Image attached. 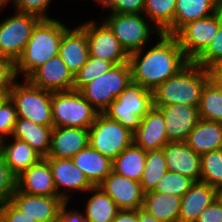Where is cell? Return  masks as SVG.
Here are the masks:
<instances>
[{"label": "cell", "instance_id": "cell-1", "mask_svg": "<svg viewBox=\"0 0 222 222\" xmlns=\"http://www.w3.org/2000/svg\"><path fill=\"white\" fill-rule=\"evenodd\" d=\"M156 45L129 55L132 82L153 91L190 61L184 55L175 35L161 33ZM144 52V53H143Z\"/></svg>", "mask_w": 222, "mask_h": 222}, {"label": "cell", "instance_id": "cell-2", "mask_svg": "<svg viewBox=\"0 0 222 222\" xmlns=\"http://www.w3.org/2000/svg\"><path fill=\"white\" fill-rule=\"evenodd\" d=\"M68 29L57 19H41L34 27L31 37L20 58L15 63V74L25 79L47 60L59 54L63 33Z\"/></svg>", "mask_w": 222, "mask_h": 222}, {"label": "cell", "instance_id": "cell-3", "mask_svg": "<svg viewBox=\"0 0 222 222\" xmlns=\"http://www.w3.org/2000/svg\"><path fill=\"white\" fill-rule=\"evenodd\" d=\"M209 70L190 61L176 75L153 90V106L182 104L199 106Z\"/></svg>", "mask_w": 222, "mask_h": 222}, {"label": "cell", "instance_id": "cell-4", "mask_svg": "<svg viewBox=\"0 0 222 222\" xmlns=\"http://www.w3.org/2000/svg\"><path fill=\"white\" fill-rule=\"evenodd\" d=\"M153 107V91L131 82L103 112L133 133Z\"/></svg>", "mask_w": 222, "mask_h": 222}, {"label": "cell", "instance_id": "cell-5", "mask_svg": "<svg viewBox=\"0 0 222 222\" xmlns=\"http://www.w3.org/2000/svg\"><path fill=\"white\" fill-rule=\"evenodd\" d=\"M15 82L8 93L15 104L17 117H23L44 126L53 127L52 92L32 85L27 79Z\"/></svg>", "mask_w": 222, "mask_h": 222}, {"label": "cell", "instance_id": "cell-6", "mask_svg": "<svg viewBox=\"0 0 222 222\" xmlns=\"http://www.w3.org/2000/svg\"><path fill=\"white\" fill-rule=\"evenodd\" d=\"M98 113L79 90L52 92L53 127L89 129Z\"/></svg>", "mask_w": 222, "mask_h": 222}, {"label": "cell", "instance_id": "cell-7", "mask_svg": "<svg viewBox=\"0 0 222 222\" xmlns=\"http://www.w3.org/2000/svg\"><path fill=\"white\" fill-rule=\"evenodd\" d=\"M131 82V69L127 62L113 65L107 73L87 83L79 91L99 113H103Z\"/></svg>", "mask_w": 222, "mask_h": 222}, {"label": "cell", "instance_id": "cell-8", "mask_svg": "<svg viewBox=\"0 0 222 222\" xmlns=\"http://www.w3.org/2000/svg\"><path fill=\"white\" fill-rule=\"evenodd\" d=\"M144 19L145 17L142 16V13L123 14L110 12L109 16L105 17L104 22L111 29L126 53L130 55L147 46L151 33L157 36L162 33L151 21L147 20L148 22H146Z\"/></svg>", "mask_w": 222, "mask_h": 222}, {"label": "cell", "instance_id": "cell-9", "mask_svg": "<svg viewBox=\"0 0 222 222\" xmlns=\"http://www.w3.org/2000/svg\"><path fill=\"white\" fill-rule=\"evenodd\" d=\"M89 130V146L114 160L133 142V132L104 113H98Z\"/></svg>", "mask_w": 222, "mask_h": 222}, {"label": "cell", "instance_id": "cell-10", "mask_svg": "<svg viewBox=\"0 0 222 222\" xmlns=\"http://www.w3.org/2000/svg\"><path fill=\"white\" fill-rule=\"evenodd\" d=\"M41 19L32 14L15 12L0 23V56L14 64L22 55L32 31Z\"/></svg>", "mask_w": 222, "mask_h": 222}, {"label": "cell", "instance_id": "cell-11", "mask_svg": "<svg viewBox=\"0 0 222 222\" xmlns=\"http://www.w3.org/2000/svg\"><path fill=\"white\" fill-rule=\"evenodd\" d=\"M79 26L86 32L89 56L107 60L113 65L128 62L129 55L104 21L98 25L89 20Z\"/></svg>", "mask_w": 222, "mask_h": 222}, {"label": "cell", "instance_id": "cell-12", "mask_svg": "<svg viewBox=\"0 0 222 222\" xmlns=\"http://www.w3.org/2000/svg\"><path fill=\"white\" fill-rule=\"evenodd\" d=\"M219 30L216 13L200 18L184 25L176 34L184 55L189 61H194L211 43Z\"/></svg>", "mask_w": 222, "mask_h": 222}, {"label": "cell", "instance_id": "cell-13", "mask_svg": "<svg viewBox=\"0 0 222 222\" xmlns=\"http://www.w3.org/2000/svg\"><path fill=\"white\" fill-rule=\"evenodd\" d=\"M98 187L115 202L120 210H138L143 207L144 193L139 181L111 171Z\"/></svg>", "mask_w": 222, "mask_h": 222}, {"label": "cell", "instance_id": "cell-14", "mask_svg": "<svg viewBox=\"0 0 222 222\" xmlns=\"http://www.w3.org/2000/svg\"><path fill=\"white\" fill-rule=\"evenodd\" d=\"M45 159L49 162L57 195L62 199L70 201L71 195L68 192L66 193L67 190L91 193L90 189L94 186L89 182L85 174L77 168L72 159L55 157H46ZM60 188L65 191H60Z\"/></svg>", "mask_w": 222, "mask_h": 222}, {"label": "cell", "instance_id": "cell-15", "mask_svg": "<svg viewBox=\"0 0 222 222\" xmlns=\"http://www.w3.org/2000/svg\"><path fill=\"white\" fill-rule=\"evenodd\" d=\"M26 79L32 85L51 92L68 91L74 87V75L59 55L47 60Z\"/></svg>", "mask_w": 222, "mask_h": 222}, {"label": "cell", "instance_id": "cell-16", "mask_svg": "<svg viewBox=\"0 0 222 222\" xmlns=\"http://www.w3.org/2000/svg\"><path fill=\"white\" fill-rule=\"evenodd\" d=\"M165 119V132L169 142L185 141L199 121L198 106L182 104L155 106Z\"/></svg>", "mask_w": 222, "mask_h": 222}, {"label": "cell", "instance_id": "cell-17", "mask_svg": "<svg viewBox=\"0 0 222 222\" xmlns=\"http://www.w3.org/2000/svg\"><path fill=\"white\" fill-rule=\"evenodd\" d=\"M64 202L60 196L30 195L17 189L11 198V203L17 209L37 222H56Z\"/></svg>", "mask_w": 222, "mask_h": 222}, {"label": "cell", "instance_id": "cell-18", "mask_svg": "<svg viewBox=\"0 0 222 222\" xmlns=\"http://www.w3.org/2000/svg\"><path fill=\"white\" fill-rule=\"evenodd\" d=\"M168 171L201 181V155L195 153L185 141H172L163 146Z\"/></svg>", "mask_w": 222, "mask_h": 222}, {"label": "cell", "instance_id": "cell-19", "mask_svg": "<svg viewBox=\"0 0 222 222\" xmlns=\"http://www.w3.org/2000/svg\"><path fill=\"white\" fill-rule=\"evenodd\" d=\"M16 189L30 195L58 196L49 162L41 158L21 172L16 177Z\"/></svg>", "mask_w": 222, "mask_h": 222}, {"label": "cell", "instance_id": "cell-20", "mask_svg": "<svg viewBox=\"0 0 222 222\" xmlns=\"http://www.w3.org/2000/svg\"><path fill=\"white\" fill-rule=\"evenodd\" d=\"M133 140L144 151L161 149L169 142L164 116L157 107L153 106L142 118L140 126L133 133Z\"/></svg>", "mask_w": 222, "mask_h": 222}, {"label": "cell", "instance_id": "cell-21", "mask_svg": "<svg viewBox=\"0 0 222 222\" xmlns=\"http://www.w3.org/2000/svg\"><path fill=\"white\" fill-rule=\"evenodd\" d=\"M89 130L74 127H53L48 157L72 159L89 145Z\"/></svg>", "mask_w": 222, "mask_h": 222}, {"label": "cell", "instance_id": "cell-22", "mask_svg": "<svg viewBox=\"0 0 222 222\" xmlns=\"http://www.w3.org/2000/svg\"><path fill=\"white\" fill-rule=\"evenodd\" d=\"M58 55L73 75L87 62L89 56L87 35L79 25L73 29L68 28L63 33Z\"/></svg>", "mask_w": 222, "mask_h": 222}, {"label": "cell", "instance_id": "cell-23", "mask_svg": "<svg viewBox=\"0 0 222 222\" xmlns=\"http://www.w3.org/2000/svg\"><path fill=\"white\" fill-rule=\"evenodd\" d=\"M216 200V188L198 181L181 197L178 222H195L198 215Z\"/></svg>", "mask_w": 222, "mask_h": 222}, {"label": "cell", "instance_id": "cell-24", "mask_svg": "<svg viewBox=\"0 0 222 222\" xmlns=\"http://www.w3.org/2000/svg\"><path fill=\"white\" fill-rule=\"evenodd\" d=\"M53 127L17 117L11 137L27 142L42 158L49 155Z\"/></svg>", "mask_w": 222, "mask_h": 222}, {"label": "cell", "instance_id": "cell-25", "mask_svg": "<svg viewBox=\"0 0 222 222\" xmlns=\"http://www.w3.org/2000/svg\"><path fill=\"white\" fill-rule=\"evenodd\" d=\"M186 144L199 155L222 148V123L199 119Z\"/></svg>", "mask_w": 222, "mask_h": 222}, {"label": "cell", "instance_id": "cell-26", "mask_svg": "<svg viewBox=\"0 0 222 222\" xmlns=\"http://www.w3.org/2000/svg\"><path fill=\"white\" fill-rule=\"evenodd\" d=\"M72 160L94 187L98 186L112 171V160L89 145L73 156Z\"/></svg>", "mask_w": 222, "mask_h": 222}, {"label": "cell", "instance_id": "cell-27", "mask_svg": "<svg viewBox=\"0 0 222 222\" xmlns=\"http://www.w3.org/2000/svg\"><path fill=\"white\" fill-rule=\"evenodd\" d=\"M13 142H0V155L16 177L36 164L42 157L25 141L13 138Z\"/></svg>", "mask_w": 222, "mask_h": 222}, {"label": "cell", "instance_id": "cell-28", "mask_svg": "<svg viewBox=\"0 0 222 222\" xmlns=\"http://www.w3.org/2000/svg\"><path fill=\"white\" fill-rule=\"evenodd\" d=\"M181 197L150 191L144 194L143 207L160 222H178Z\"/></svg>", "mask_w": 222, "mask_h": 222}, {"label": "cell", "instance_id": "cell-29", "mask_svg": "<svg viewBox=\"0 0 222 222\" xmlns=\"http://www.w3.org/2000/svg\"><path fill=\"white\" fill-rule=\"evenodd\" d=\"M215 0H176L174 35L187 23L216 13Z\"/></svg>", "mask_w": 222, "mask_h": 222}, {"label": "cell", "instance_id": "cell-30", "mask_svg": "<svg viewBox=\"0 0 222 222\" xmlns=\"http://www.w3.org/2000/svg\"><path fill=\"white\" fill-rule=\"evenodd\" d=\"M145 160L146 151L133 142L112 161V171L140 182Z\"/></svg>", "mask_w": 222, "mask_h": 222}, {"label": "cell", "instance_id": "cell-31", "mask_svg": "<svg viewBox=\"0 0 222 222\" xmlns=\"http://www.w3.org/2000/svg\"><path fill=\"white\" fill-rule=\"evenodd\" d=\"M176 0H145L143 16L160 32L174 35Z\"/></svg>", "mask_w": 222, "mask_h": 222}, {"label": "cell", "instance_id": "cell-32", "mask_svg": "<svg viewBox=\"0 0 222 222\" xmlns=\"http://www.w3.org/2000/svg\"><path fill=\"white\" fill-rule=\"evenodd\" d=\"M92 196L87 200L84 216L89 222H112L120 211L115 202L98 186L90 189Z\"/></svg>", "mask_w": 222, "mask_h": 222}, {"label": "cell", "instance_id": "cell-33", "mask_svg": "<svg viewBox=\"0 0 222 222\" xmlns=\"http://www.w3.org/2000/svg\"><path fill=\"white\" fill-rule=\"evenodd\" d=\"M198 110L200 119L222 123V88L210 78L204 85Z\"/></svg>", "mask_w": 222, "mask_h": 222}, {"label": "cell", "instance_id": "cell-34", "mask_svg": "<svg viewBox=\"0 0 222 222\" xmlns=\"http://www.w3.org/2000/svg\"><path fill=\"white\" fill-rule=\"evenodd\" d=\"M167 171L163 148L146 151L145 167L140 181L143 193L154 191Z\"/></svg>", "mask_w": 222, "mask_h": 222}, {"label": "cell", "instance_id": "cell-35", "mask_svg": "<svg viewBox=\"0 0 222 222\" xmlns=\"http://www.w3.org/2000/svg\"><path fill=\"white\" fill-rule=\"evenodd\" d=\"M201 182L216 189L222 186V148L201 155Z\"/></svg>", "mask_w": 222, "mask_h": 222}, {"label": "cell", "instance_id": "cell-36", "mask_svg": "<svg viewBox=\"0 0 222 222\" xmlns=\"http://www.w3.org/2000/svg\"><path fill=\"white\" fill-rule=\"evenodd\" d=\"M113 64L107 60L88 56L87 62L74 75V90H80L84 85L108 72Z\"/></svg>", "mask_w": 222, "mask_h": 222}, {"label": "cell", "instance_id": "cell-37", "mask_svg": "<svg viewBox=\"0 0 222 222\" xmlns=\"http://www.w3.org/2000/svg\"><path fill=\"white\" fill-rule=\"evenodd\" d=\"M194 183L195 181L187 176L167 171L154 191L182 197Z\"/></svg>", "mask_w": 222, "mask_h": 222}, {"label": "cell", "instance_id": "cell-38", "mask_svg": "<svg viewBox=\"0 0 222 222\" xmlns=\"http://www.w3.org/2000/svg\"><path fill=\"white\" fill-rule=\"evenodd\" d=\"M219 30L207 48L193 61L199 66L209 69L222 61V7H217Z\"/></svg>", "mask_w": 222, "mask_h": 222}, {"label": "cell", "instance_id": "cell-39", "mask_svg": "<svg viewBox=\"0 0 222 222\" xmlns=\"http://www.w3.org/2000/svg\"><path fill=\"white\" fill-rule=\"evenodd\" d=\"M16 190V175L0 155V208L8 202Z\"/></svg>", "mask_w": 222, "mask_h": 222}, {"label": "cell", "instance_id": "cell-40", "mask_svg": "<svg viewBox=\"0 0 222 222\" xmlns=\"http://www.w3.org/2000/svg\"><path fill=\"white\" fill-rule=\"evenodd\" d=\"M16 119L15 104L8 97L0 106V142L6 140L7 136L12 135Z\"/></svg>", "mask_w": 222, "mask_h": 222}, {"label": "cell", "instance_id": "cell-41", "mask_svg": "<svg viewBox=\"0 0 222 222\" xmlns=\"http://www.w3.org/2000/svg\"><path fill=\"white\" fill-rule=\"evenodd\" d=\"M52 0H15L13 6L15 11L32 14L40 19H50L46 14Z\"/></svg>", "mask_w": 222, "mask_h": 222}, {"label": "cell", "instance_id": "cell-42", "mask_svg": "<svg viewBox=\"0 0 222 222\" xmlns=\"http://www.w3.org/2000/svg\"><path fill=\"white\" fill-rule=\"evenodd\" d=\"M144 6L145 0H112L106 8H110L113 13L143 14Z\"/></svg>", "mask_w": 222, "mask_h": 222}, {"label": "cell", "instance_id": "cell-43", "mask_svg": "<svg viewBox=\"0 0 222 222\" xmlns=\"http://www.w3.org/2000/svg\"><path fill=\"white\" fill-rule=\"evenodd\" d=\"M16 78L15 64L8 58L0 56V91H9Z\"/></svg>", "mask_w": 222, "mask_h": 222}, {"label": "cell", "instance_id": "cell-44", "mask_svg": "<svg viewBox=\"0 0 222 222\" xmlns=\"http://www.w3.org/2000/svg\"><path fill=\"white\" fill-rule=\"evenodd\" d=\"M1 222H37L21 212L11 202L0 208Z\"/></svg>", "mask_w": 222, "mask_h": 222}, {"label": "cell", "instance_id": "cell-45", "mask_svg": "<svg viewBox=\"0 0 222 222\" xmlns=\"http://www.w3.org/2000/svg\"><path fill=\"white\" fill-rule=\"evenodd\" d=\"M195 222H222V205L216 199L198 215Z\"/></svg>", "mask_w": 222, "mask_h": 222}, {"label": "cell", "instance_id": "cell-46", "mask_svg": "<svg viewBox=\"0 0 222 222\" xmlns=\"http://www.w3.org/2000/svg\"><path fill=\"white\" fill-rule=\"evenodd\" d=\"M68 201H65L60 208V213L57 216V221L56 222H89L83 212L81 214L80 211L77 210H71L68 211Z\"/></svg>", "mask_w": 222, "mask_h": 222}, {"label": "cell", "instance_id": "cell-47", "mask_svg": "<svg viewBox=\"0 0 222 222\" xmlns=\"http://www.w3.org/2000/svg\"><path fill=\"white\" fill-rule=\"evenodd\" d=\"M112 222H139L138 210H120Z\"/></svg>", "mask_w": 222, "mask_h": 222}, {"label": "cell", "instance_id": "cell-48", "mask_svg": "<svg viewBox=\"0 0 222 222\" xmlns=\"http://www.w3.org/2000/svg\"><path fill=\"white\" fill-rule=\"evenodd\" d=\"M208 70L210 79L222 88V61L215 63Z\"/></svg>", "mask_w": 222, "mask_h": 222}, {"label": "cell", "instance_id": "cell-49", "mask_svg": "<svg viewBox=\"0 0 222 222\" xmlns=\"http://www.w3.org/2000/svg\"><path fill=\"white\" fill-rule=\"evenodd\" d=\"M138 221L139 222H160L154 216L150 215L142 208L138 209Z\"/></svg>", "mask_w": 222, "mask_h": 222}, {"label": "cell", "instance_id": "cell-50", "mask_svg": "<svg viewBox=\"0 0 222 222\" xmlns=\"http://www.w3.org/2000/svg\"><path fill=\"white\" fill-rule=\"evenodd\" d=\"M9 97L8 91H0V106Z\"/></svg>", "mask_w": 222, "mask_h": 222}, {"label": "cell", "instance_id": "cell-51", "mask_svg": "<svg viewBox=\"0 0 222 222\" xmlns=\"http://www.w3.org/2000/svg\"><path fill=\"white\" fill-rule=\"evenodd\" d=\"M216 199L222 205V186L216 189Z\"/></svg>", "mask_w": 222, "mask_h": 222}, {"label": "cell", "instance_id": "cell-52", "mask_svg": "<svg viewBox=\"0 0 222 222\" xmlns=\"http://www.w3.org/2000/svg\"><path fill=\"white\" fill-rule=\"evenodd\" d=\"M97 1V5H102V8L106 9V7L112 2V0H96Z\"/></svg>", "mask_w": 222, "mask_h": 222}, {"label": "cell", "instance_id": "cell-53", "mask_svg": "<svg viewBox=\"0 0 222 222\" xmlns=\"http://www.w3.org/2000/svg\"><path fill=\"white\" fill-rule=\"evenodd\" d=\"M15 0H0V8H4L5 4H9V2L14 3Z\"/></svg>", "mask_w": 222, "mask_h": 222}, {"label": "cell", "instance_id": "cell-54", "mask_svg": "<svg viewBox=\"0 0 222 222\" xmlns=\"http://www.w3.org/2000/svg\"><path fill=\"white\" fill-rule=\"evenodd\" d=\"M217 7H222V0H215Z\"/></svg>", "mask_w": 222, "mask_h": 222}]
</instances>
